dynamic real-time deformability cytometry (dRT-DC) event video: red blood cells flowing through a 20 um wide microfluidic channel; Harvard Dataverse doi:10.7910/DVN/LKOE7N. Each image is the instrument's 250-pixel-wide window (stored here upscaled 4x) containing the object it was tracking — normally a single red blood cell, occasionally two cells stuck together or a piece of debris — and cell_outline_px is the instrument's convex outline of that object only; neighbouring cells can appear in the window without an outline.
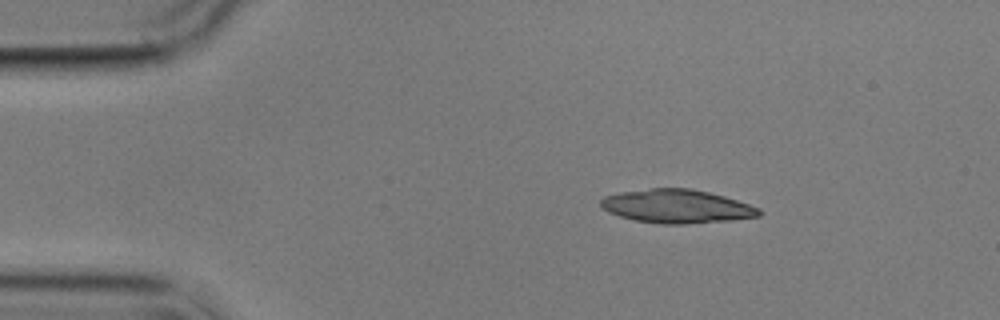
{"species": "common noctule bat (a hibernating species)", "species_latin": "Nyctalus noctula", "temperature_condition": "cold", "stored_images_in_passage": 3, "camera_frame_rate_fps": 3000, "um_per_image_px": 0.085, "animal": {"sex": "male", "body_mass_g": 17.9}, "frame": {"image": 1, "passage_image": 1, "time_ms": 0.0, "image_size_px": [1000, 320], "cell_outline_px": [[764, 212], [760, 216], [732, 220], [688, 224], [660, 224], [636, 220], [620, 216], [608, 212], [600, 208], [600, 200], [604, 196], [620, 192], [648, 188], [692, 188], [724, 196], [760, 208]], "centroid_in_image_um": [57.52, 17.54], "position_along_channel_um": 27.5, "area_um2": 31.21}}